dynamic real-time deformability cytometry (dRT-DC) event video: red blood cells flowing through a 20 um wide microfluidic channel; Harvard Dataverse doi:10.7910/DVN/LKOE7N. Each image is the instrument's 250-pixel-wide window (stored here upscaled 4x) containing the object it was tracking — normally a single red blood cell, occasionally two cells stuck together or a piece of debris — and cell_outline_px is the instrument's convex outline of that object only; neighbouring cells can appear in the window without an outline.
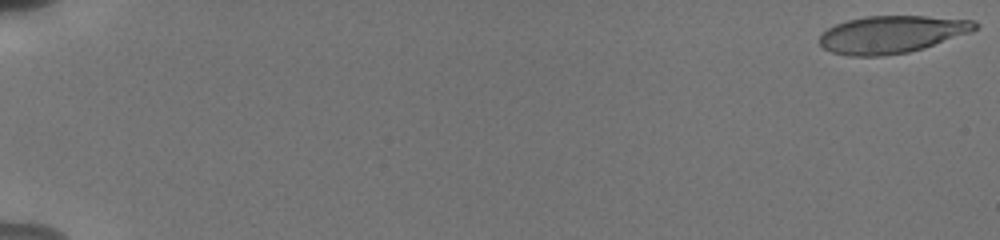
{"species": "human", "species_latin": "Homo sapiens", "temperature_condition": "cold", "stored_images_in_passage": 56, "camera_frame_rate_fps": 3000, "um_per_image_px": 0.085, "donor": {"sex": "male"}, "frame": {"image": 1, "passage_image": 1, "time_ms": 0.0, "image_size_px": [1000, 240], "cell_outline_px": [[980, 28], [972, 32], [924, 48], [908, 52], [880, 56], [848, 56], [832, 52], [824, 48], [820, 44], [820, 36], [828, 28], [836, 24], [848, 20], [868, 16], [924, 16], [972, 20], [980, 24]], "centroid_in_image_um": [75.84, 2.92], "position_along_channel_um": 9.2, "area_um2": 33.87}}
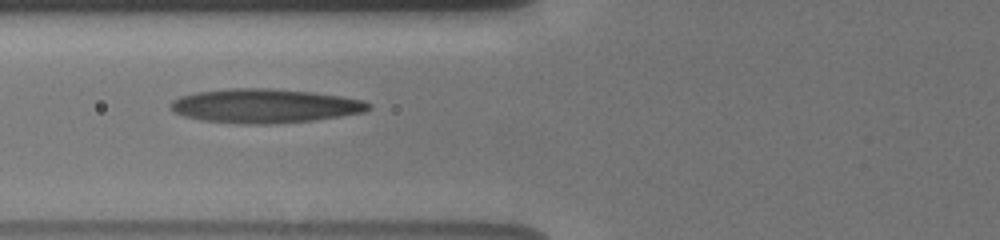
{"frame": {"image": 2, "passage_image": 24, "time_ms": 7.667, "image_size_px": [1000, 240], "cell_outline_px": [[372, 108], [364, 112], [316, 120], [272, 124], [240, 124], [200, 120], [184, 116], [172, 112], [168, 108], [168, 104], [172, 100], [180, 96], [196, 92], [228, 88], [272, 88], [312, 92], [340, 96], [364, 100], [372, 104]], "centroid_in_image_um": [22.47, 9.0], "position_along_channel_um": 103.3, "area_um2": 39.82}}
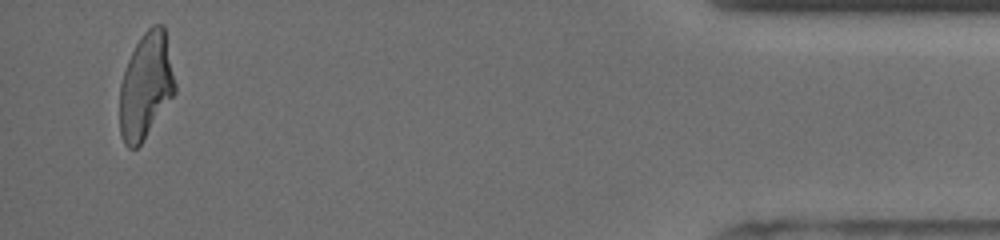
{"frame": {"image": 3, "passage_image": 54, "time_ms": 17.667, "image_size_px": [1000, 240], "cell_outline_px": [[176, 92], [140, 144], [136, 148], [128, 148], [124, 144], [120, 136], [120, 84], [128, 60], [136, 44], [144, 32], [152, 24], [164, 24], [176, 84]], "centroid_in_image_um": [12.4, 7.29], "position_along_channel_um": 422.8, "area_um2": 33.99}, "authors_computed_cell_mechanics": {"area_um2": 35.9227, "velocity_mm_per_s": 3.8212, "shape_relaxation_time_tau1_ms": 7.2253, "shape_relaxation_time_tau2_ms": 1.9838, "deformation_change_tau1": 0.2701, "deformation_change_tau2": 0.1156}}